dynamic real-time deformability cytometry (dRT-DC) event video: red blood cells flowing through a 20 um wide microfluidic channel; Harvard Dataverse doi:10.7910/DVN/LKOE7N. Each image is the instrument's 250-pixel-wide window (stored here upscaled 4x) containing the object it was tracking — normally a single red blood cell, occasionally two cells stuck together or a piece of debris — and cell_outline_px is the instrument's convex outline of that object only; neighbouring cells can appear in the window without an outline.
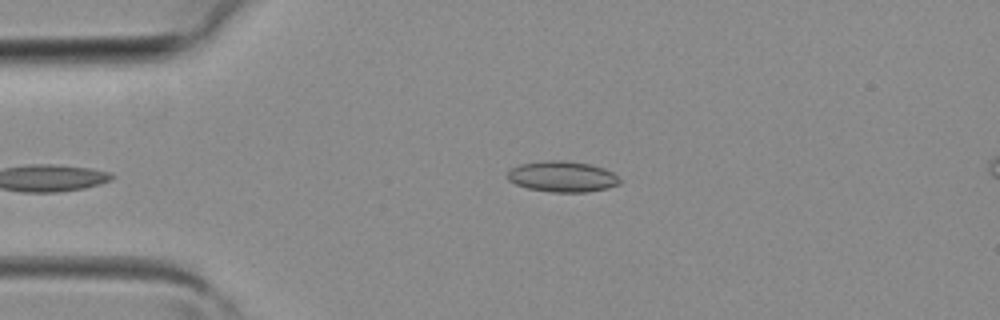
{"species": "common noctule bat (a hibernating species)", "species_latin": "Nyctalus noctula", "temperature_condition": "room temperature", "stored_images_in_passage": 5, "camera_frame_rate_fps": 3000, "um_per_image_px": 0.085, "animal": {"sex": "female", "body_mass_g": 19.3, "forearm_length_mm": 54.1}, "frame": {"image": 1, "passage_image": 5, "time_ms": 1.333, "image_size_px": [1000, 320], "cell_outline_px": [[620, 184], [608, 188], [588, 192], [552, 192], [528, 188], [516, 184], [508, 180], [508, 172], [512, 168], [520, 164], [548, 160], [564, 160], [588, 164], [604, 168], [612, 172], [620, 180]], "centroid_in_image_um": [47.81, 15.01], "position_along_channel_um": 37.2, "area_um2": 20.06}}